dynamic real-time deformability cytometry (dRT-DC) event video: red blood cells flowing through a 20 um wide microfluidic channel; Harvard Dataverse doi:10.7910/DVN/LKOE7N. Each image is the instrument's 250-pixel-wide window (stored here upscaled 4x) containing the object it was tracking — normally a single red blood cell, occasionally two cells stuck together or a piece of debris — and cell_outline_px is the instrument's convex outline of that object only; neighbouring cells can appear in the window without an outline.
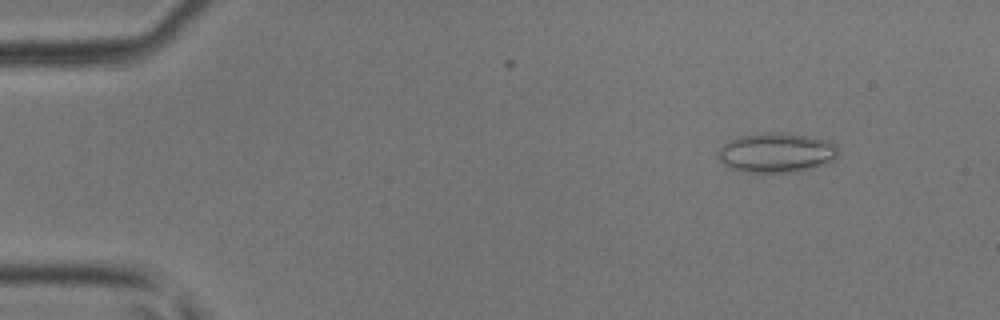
{"species": "common noctule bat (a hibernating species)", "species_latin": "Nyctalus noctula", "temperature_condition": "room temperature", "stored_images_in_passage": 49, "camera_frame_rate_fps": 3000, "um_per_image_px": 0.085, "animal": {"sex": "male", "body_mass_g": 17.9, "forearm_length_mm": 54.2}, "frame": {"image": 1, "passage_image": 6, "time_ms": 1.667, "image_size_px": [1000, 320], "cell_outline_px": [[840, 152], [828, 164], [816, 168], [796, 172], [740, 172], [724, 164], [720, 160], [720, 148], [728, 140], [740, 136], [768, 132], [784, 132], [808, 136], [828, 140], [836, 144]], "centroid_in_image_um": [66.06, 12.98], "position_along_channel_um": 18.9, "area_um2": 28.03}}
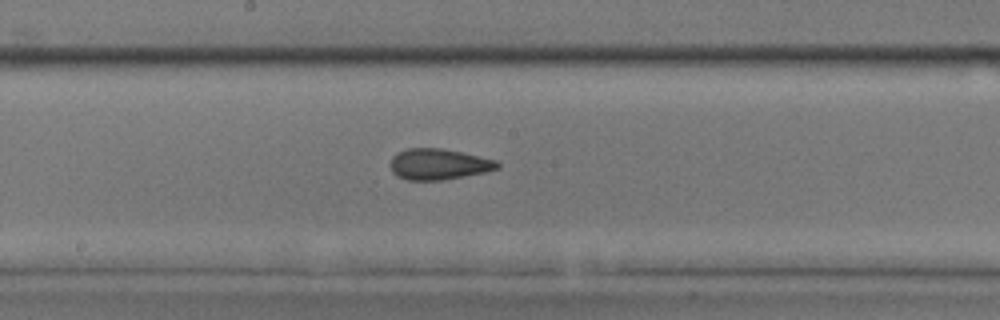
{"frame": {"image": 2, "passage_image": 27, "time_ms": 8.667, "image_size_px": [1000, 320], "cell_outline_px": [[500, 168], [484, 172], [444, 180], [408, 180], [396, 176], [392, 172], [388, 164], [392, 156], [396, 152], [408, 148], [440, 148], [460, 152], [496, 160], [500, 164]], "centroid_in_image_um": [37.22, 13.96], "position_along_channel_um": 211.0, "area_um2": 19.42}}
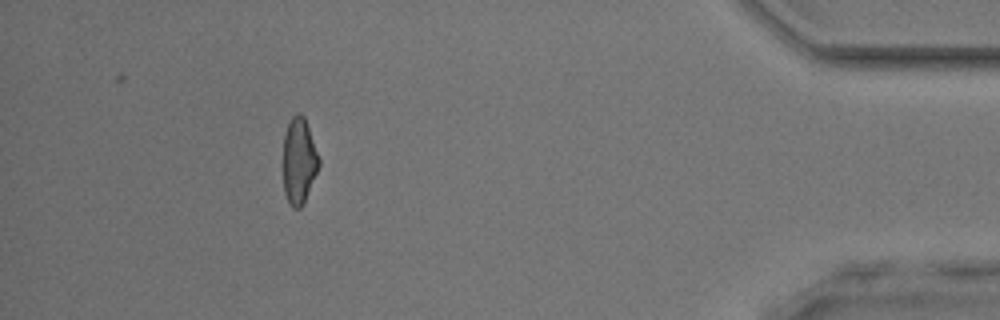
{"frame": {"image": 3, "passage_image": 45, "time_ms": 14.667, "image_size_px": [1000, 320], "cell_outline_px": [[320, 164], [304, 204], [300, 208], [292, 208], [284, 192], [284, 136], [288, 124], [292, 116], [296, 112], [300, 112], [304, 116], [320, 160]], "centroid_in_image_um": [25.42, 13.68], "position_along_channel_um": 409.8, "area_um2": 17.8}, "authors_computed_cell_mechanics": {"area_um2": 19.4208, "velocity_mm_per_s": 4.207, "shape_relaxation_time_tau1_ms": 2.7172, "shape_relaxation_time_tau2_ms": 2.1116, "deformation_change_tau1": 0.0836, "deformation_change_tau2": 0.0965}}